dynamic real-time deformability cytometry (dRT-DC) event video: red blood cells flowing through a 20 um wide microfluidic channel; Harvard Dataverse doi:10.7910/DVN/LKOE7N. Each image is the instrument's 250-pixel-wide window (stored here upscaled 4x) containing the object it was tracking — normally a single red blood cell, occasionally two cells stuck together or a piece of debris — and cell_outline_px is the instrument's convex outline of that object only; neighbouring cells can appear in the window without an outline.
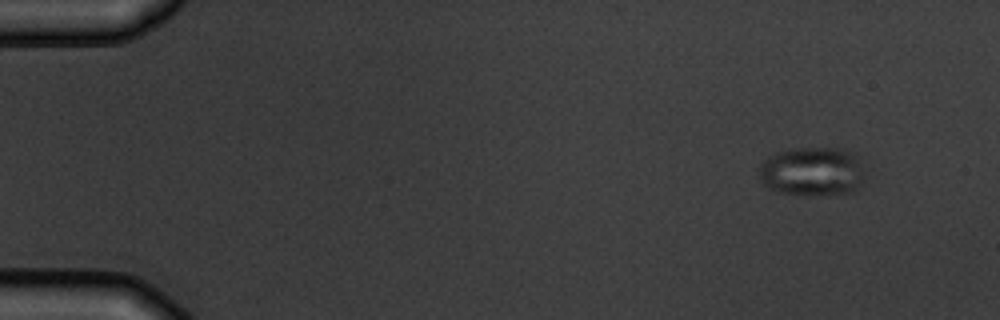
{"species": "common noctule bat (a hibernating species)", "species_latin": "Nyctalus noctula", "temperature_condition": "warm", "stored_images_in_passage": 6, "camera_frame_rate_fps": 3000, "um_per_image_px": 0.085, "animal": {"sex": "male", "body_mass_g": 19.5, "forearm_length_mm": 54.6}, "frame": {"image": 1, "passage_image": 2, "time_ms": 1.333, "image_size_px": [1000, 320], "cell_outline_px": [[864, 176], [856, 188], [852, 192], [804, 196], [780, 192], [768, 188], [760, 180], [756, 168], [768, 156], [780, 152], [796, 148], [840, 148], [852, 152], [856, 156]], "centroid_in_image_um": [68.97, 14.58], "position_along_channel_um": 16.0, "area_um2": 30.23}}